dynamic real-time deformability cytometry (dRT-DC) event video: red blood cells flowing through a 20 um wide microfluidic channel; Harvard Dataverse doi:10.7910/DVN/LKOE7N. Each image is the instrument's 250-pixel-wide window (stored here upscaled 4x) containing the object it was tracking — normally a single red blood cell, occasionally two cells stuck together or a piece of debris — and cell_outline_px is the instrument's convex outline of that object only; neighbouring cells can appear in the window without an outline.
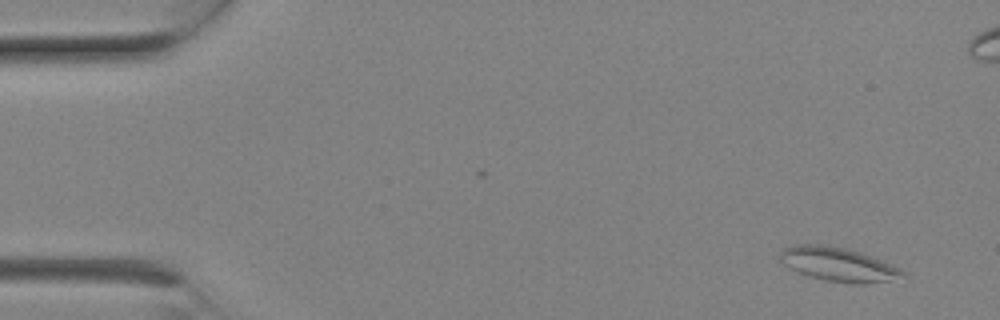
{"species": "Egyptian fruit bat (a non-hibernating species)", "species_latin": "Rousettus aegyptiacus", "temperature_condition": "room temperature", "stored_images_in_passage": 5, "camera_frame_rate_fps": 3000, "um_per_image_px": 0.085, "animal": {"sex": "female"}, "frame": {"image": 1, "passage_image": 1, "time_ms": 0.0, "image_size_px": [1000, 320], "cell_outline_px": [[908, 276], [888, 280], [864, 284], [852, 284], [828, 280], [812, 276], [800, 272], [784, 264], [780, 260], [780, 252], [784, 248], [796, 244], [824, 244], [844, 248], [860, 252], [872, 256], [900, 268]], "centroid_in_image_um": [71.28, 22.46], "position_along_channel_um": 13.7, "area_um2": 23.93}}